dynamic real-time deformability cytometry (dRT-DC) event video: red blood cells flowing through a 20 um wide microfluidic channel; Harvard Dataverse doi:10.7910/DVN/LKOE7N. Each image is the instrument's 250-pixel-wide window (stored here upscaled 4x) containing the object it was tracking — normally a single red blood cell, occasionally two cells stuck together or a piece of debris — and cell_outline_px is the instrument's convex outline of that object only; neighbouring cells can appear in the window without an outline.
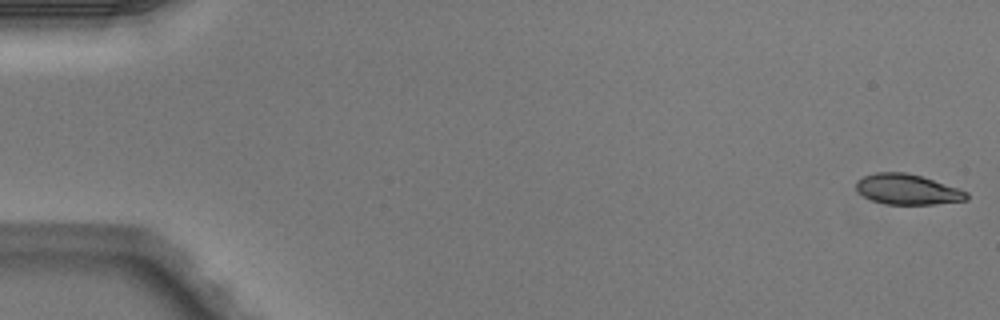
{"species": "Egyptian fruit bat (a non-hibernating species)", "species_latin": "Rousettus aegyptiacus", "temperature_condition": "warm", "stored_images_in_passage": 5, "camera_frame_rate_fps": 3000, "um_per_image_px": 0.085, "animal": {"sex": "male"}, "frame": {"image": 1, "passage_image": 1, "time_ms": 0.0, "image_size_px": [1000, 320], "cell_outline_px": [[968, 200], [936, 204], [888, 204], [872, 200], [864, 196], [856, 188], [856, 180], [864, 176], [876, 172], [904, 172], [920, 176], [968, 192]], "centroid_in_image_um": [77.12, 16.1], "position_along_channel_um": 7.9, "area_um2": 19.25}}